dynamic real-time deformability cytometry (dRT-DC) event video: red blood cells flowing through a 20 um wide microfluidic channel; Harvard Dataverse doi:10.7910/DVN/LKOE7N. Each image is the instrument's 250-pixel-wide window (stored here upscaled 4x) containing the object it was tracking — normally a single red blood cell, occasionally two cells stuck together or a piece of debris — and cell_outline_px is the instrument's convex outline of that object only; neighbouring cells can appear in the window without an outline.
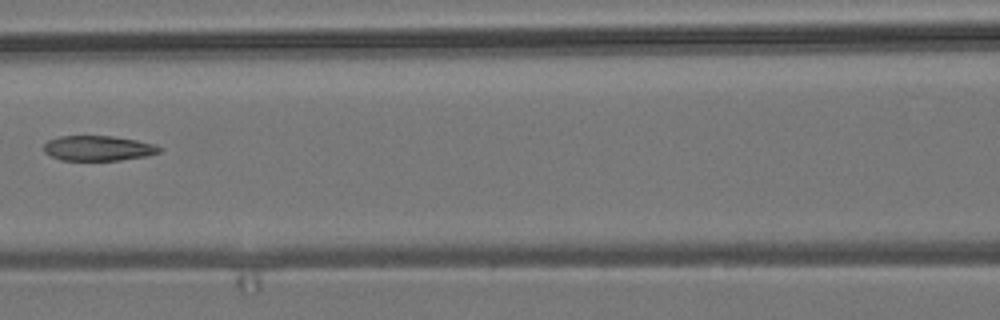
{"species": "common noctule bat (a hibernating species)", "species_latin": "Nyctalus noctula", "temperature_condition": "room temperature", "stored_images_in_passage": 4, "camera_frame_rate_fps": 3000, "um_per_image_px": 0.085, "animal": {"sex": "male", "body_mass_g": 19.2, "forearm_length_mm": 51.8}, "frame": {"image": 1, "passage_image": 3, "time_ms": 0.667, "image_size_px": [1000, 320], "cell_outline_px": [[164, 148], [160, 152], [144, 156], [120, 160], [60, 160], [44, 152], [44, 144], [48, 140], [60, 136], [112, 136], [136, 140], [156, 144]], "centroid_in_image_um": [8.36, 12.59], "position_along_channel_um": 158.2, "area_um2": 16.88}}
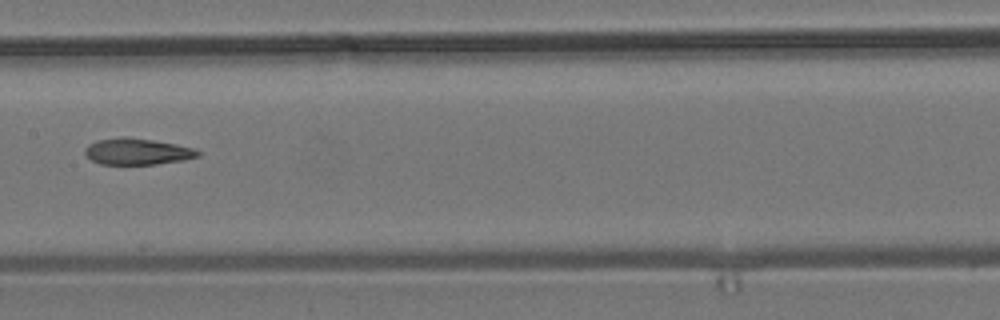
{"frame": {"image": 2, "passage_image": 4, "time_ms": 1.0, "image_size_px": [1000, 320], "cell_outline_px": [[200, 156], [184, 160], [156, 164], [100, 164], [92, 160], [84, 152], [84, 148], [88, 144], [96, 140], [124, 136], [128, 136], [176, 144], [196, 148], [200, 152]], "centroid_in_image_um": [11.67, 12.87], "position_along_channel_um": 195.7, "area_um2": 17.51}}